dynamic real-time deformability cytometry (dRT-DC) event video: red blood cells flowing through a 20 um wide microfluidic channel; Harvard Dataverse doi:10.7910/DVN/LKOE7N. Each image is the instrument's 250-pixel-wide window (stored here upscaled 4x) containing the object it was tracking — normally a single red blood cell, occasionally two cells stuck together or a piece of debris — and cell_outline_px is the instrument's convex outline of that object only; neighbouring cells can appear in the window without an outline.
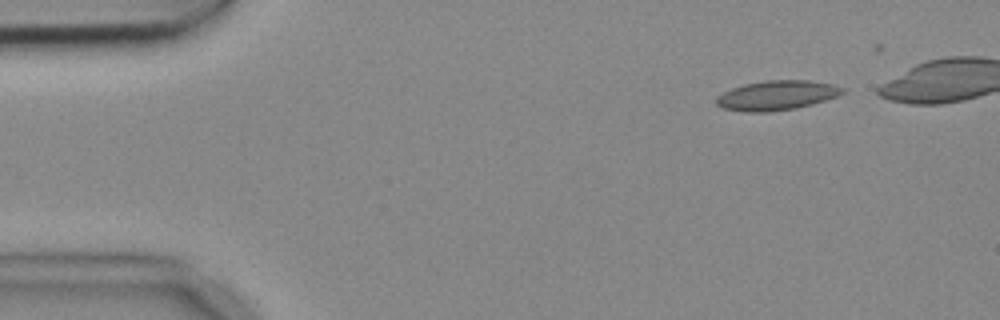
{"species": "common noctule bat (a hibernating species)", "species_latin": "Nyctalus noctula", "temperature_condition": "cold", "stored_images_in_passage": 6, "camera_frame_rate_fps": 3000, "um_per_image_px": 0.085, "animal": {"sex": "female", "body_mass_g": 18.4}, "frame": {"image": 1, "passage_image": 2, "time_ms": 0.333, "image_size_px": [1000, 320], "cell_outline_px": [[844, 92], [836, 96], [812, 104], [796, 108], [768, 112], [748, 112], [724, 108], [716, 104], [716, 96], [732, 88], [744, 84], [764, 80], [808, 80], [832, 84], [844, 88]], "centroid_in_image_um": [66.0, 8.1], "position_along_channel_um": 19.0, "area_um2": 21.62}}